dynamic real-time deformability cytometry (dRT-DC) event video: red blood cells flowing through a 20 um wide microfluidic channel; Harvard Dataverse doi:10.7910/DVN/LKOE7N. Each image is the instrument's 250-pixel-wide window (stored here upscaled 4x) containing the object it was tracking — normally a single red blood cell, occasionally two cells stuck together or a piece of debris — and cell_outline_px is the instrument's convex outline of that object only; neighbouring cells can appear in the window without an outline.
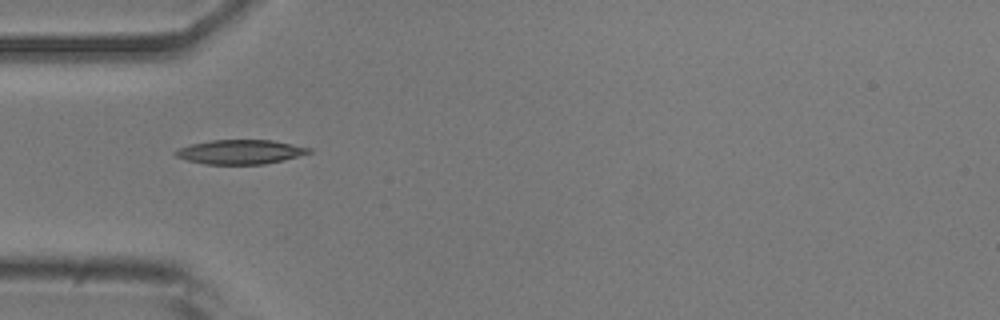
{"species": "common noctule bat (a hibernating species)", "species_latin": "Nyctalus noctula", "temperature_condition": "room temperature", "stored_images_in_passage": 8, "camera_frame_rate_fps": 3000, "um_per_image_px": 0.085, "animal": {"sex": "male", "body_mass_g": 20.5, "forearm_length_mm": 52.5}, "frame": {"image": 1, "passage_image": 4, "time_ms": 1.0, "image_size_px": [1000, 320], "cell_outline_px": [[312, 152], [284, 160], [264, 164], [204, 164], [188, 160], [176, 156], [172, 152], [180, 148], [192, 144], [212, 140], [272, 140], [312, 148]], "centroid_in_image_um": [20.45, 12.91], "position_along_channel_um": 64.6, "area_um2": 18.79}}
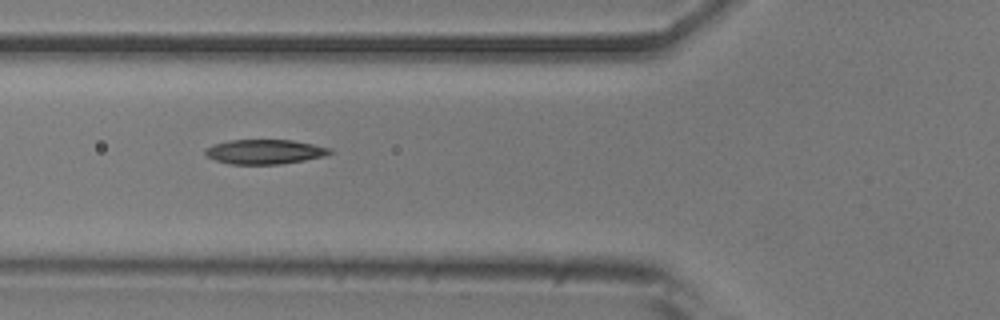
{"frame": {"image": 2, "passage_image": 5, "time_ms": 1.333, "image_size_px": [1000, 320], "cell_outline_px": [[332, 152], [324, 156], [304, 160], [280, 164], [228, 164], [216, 160], [208, 156], [204, 152], [204, 148], [216, 144], [232, 140], [292, 140], [332, 148]], "centroid_in_image_um": [22.51, 12.9], "position_along_channel_um": 103.3, "area_um2": 17.69}}
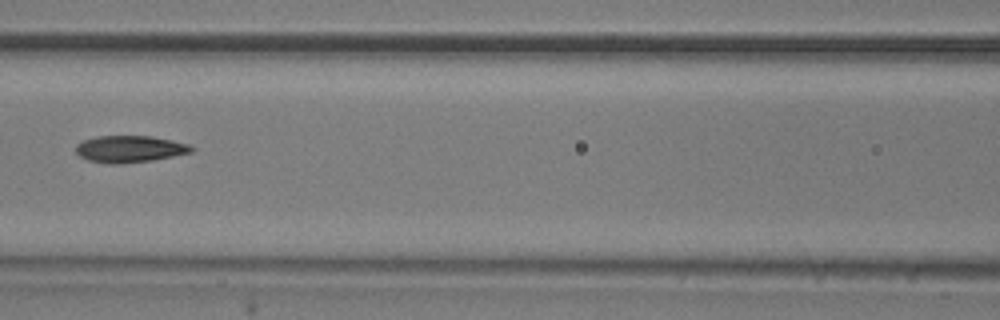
{"frame": {"image": 3, "passage_image": 6, "time_ms": 1.667, "image_size_px": [1000, 320], "cell_outline_px": [[196, 148], [192, 152], [152, 160], [116, 164], [108, 164], [88, 160], [80, 156], [76, 152], [76, 144], [84, 140], [96, 136], [152, 136], [172, 140], [188, 144]], "centroid_in_image_um": [11.02, 12.66], "position_along_channel_um": 155.6, "area_um2": 18.03}}